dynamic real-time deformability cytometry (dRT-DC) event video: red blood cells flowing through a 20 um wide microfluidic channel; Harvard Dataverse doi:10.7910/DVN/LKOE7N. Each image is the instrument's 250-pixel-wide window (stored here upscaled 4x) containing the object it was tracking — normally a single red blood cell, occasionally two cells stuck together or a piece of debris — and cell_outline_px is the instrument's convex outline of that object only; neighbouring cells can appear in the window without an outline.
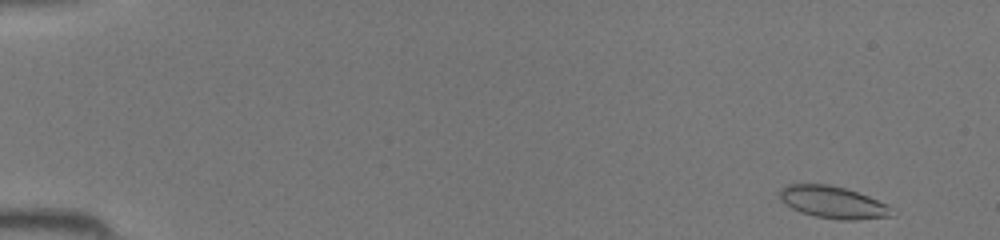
{"species": "common noctule bat (a hibernating species)", "species_latin": "Nyctalus noctula", "temperature_condition": "room temperature", "stored_images_in_passage": 43, "camera_frame_rate_fps": 3000, "um_per_image_px": 0.085, "animal": {"sex": "female", "body_mass_g": 19.5, "forearm_length_mm": 54.1}, "frame": {"image": 1, "passage_image": 2, "time_ms": 0.333, "image_size_px": [1000, 240], "cell_outline_px": [[900, 212], [896, 216], [856, 220], [836, 220], [816, 216], [800, 212], [792, 208], [780, 200], [780, 188], [788, 184], [828, 184], [844, 188], [868, 196], [888, 204], [896, 208]], "centroid_in_image_um": [70.91, 17.22], "position_along_channel_um": 14.1, "area_um2": 21.44}}
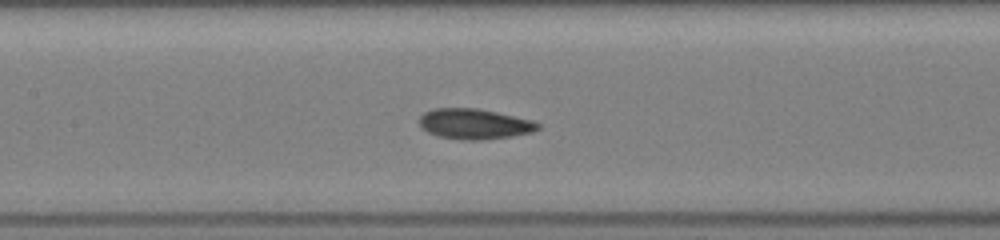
{"frame": {"image": 2, "passage_image": 21, "time_ms": 6.667, "image_size_px": [1000, 240], "cell_outline_px": [[540, 128], [532, 132], [512, 136], [480, 140], [464, 140], [440, 136], [428, 132], [420, 128], [420, 116], [424, 112], [432, 108], [476, 108], [496, 112], [532, 120], [540, 124]], "centroid_in_image_um": [40.31, 10.53], "position_along_channel_um": 167.1, "area_um2": 20.92}}
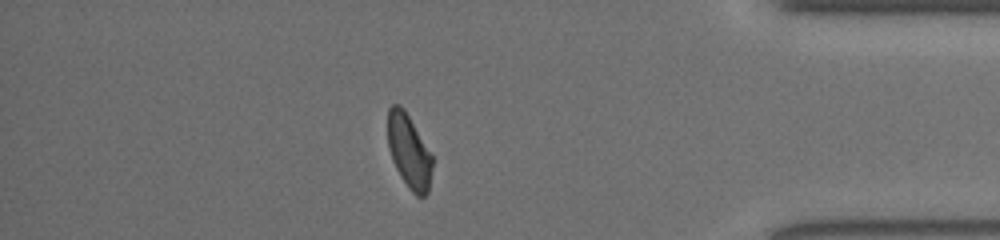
{"frame": {"image": 3, "passage_image": 38, "time_ms": 12.333, "image_size_px": [1000, 240], "cell_outline_px": [[432, 168], [428, 192], [424, 196], [416, 196], [408, 188], [400, 176], [392, 160], [388, 148], [388, 108], [392, 104], [400, 104], [404, 108], [432, 156]], "centroid_in_image_um": [34.74, 12.86], "position_along_channel_um": 400.5, "area_um2": 19.07}}